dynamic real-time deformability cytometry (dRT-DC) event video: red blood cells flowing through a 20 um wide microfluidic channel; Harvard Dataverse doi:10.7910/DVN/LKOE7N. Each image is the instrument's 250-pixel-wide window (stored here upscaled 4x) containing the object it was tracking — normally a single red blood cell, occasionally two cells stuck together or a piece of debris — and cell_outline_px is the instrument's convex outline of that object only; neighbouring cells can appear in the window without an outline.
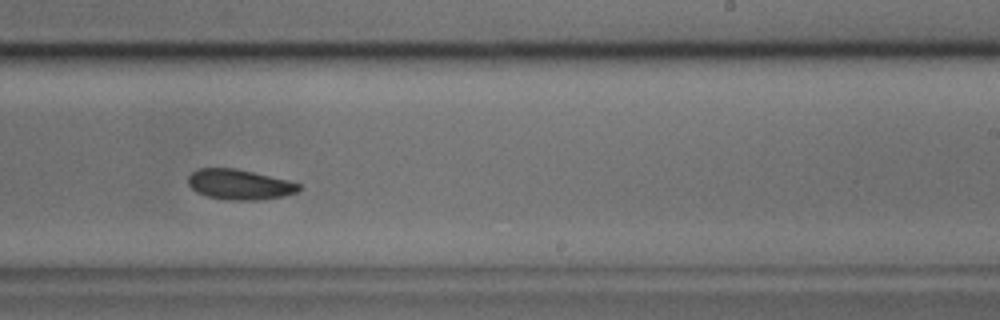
{"species": "common noctule bat (a hibernating species)", "species_latin": "Nyctalus noctula", "temperature_condition": "cold", "stored_images_in_passage": 37, "camera_frame_rate_fps": 3000, "um_per_image_px": 0.085, "animal": {"sex": "male", "body_mass_g": 17.9, "forearm_length_mm": 54.2}, "frame": {"image": 1, "passage_image": 22, "time_ms": 7.0, "image_size_px": [1000, 320], "cell_outline_px": [[300, 188], [296, 192], [284, 196], [260, 200], [224, 200], [208, 196], [196, 192], [188, 184], [188, 176], [196, 168], [236, 168], [288, 180], [300, 184]], "centroid_in_image_um": [20.33, 15.68], "position_along_channel_um": 268.7, "area_um2": 19.59}}
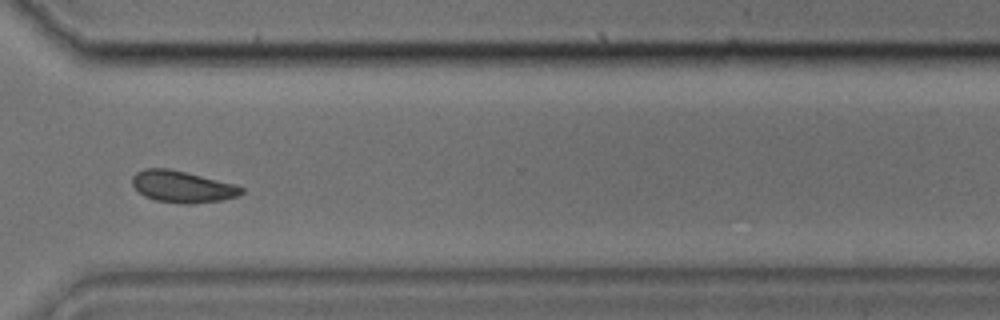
{"frame": {"image": 2, "passage_image": 27, "time_ms": 8.667, "image_size_px": [1000, 320], "cell_outline_px": [[244, 192], [236, 196], [220, 200], [192, 204], [188, 204], [156, 200], [144, 196], [132, 184], [132, 176], [136, 172], [144, 168], [168, 168], [236, 184], [244, 188]], "centroid_in_image_um": [15.49, 15.86], "position_along_channel_um": 355.1, "area_um2": 20.0}}